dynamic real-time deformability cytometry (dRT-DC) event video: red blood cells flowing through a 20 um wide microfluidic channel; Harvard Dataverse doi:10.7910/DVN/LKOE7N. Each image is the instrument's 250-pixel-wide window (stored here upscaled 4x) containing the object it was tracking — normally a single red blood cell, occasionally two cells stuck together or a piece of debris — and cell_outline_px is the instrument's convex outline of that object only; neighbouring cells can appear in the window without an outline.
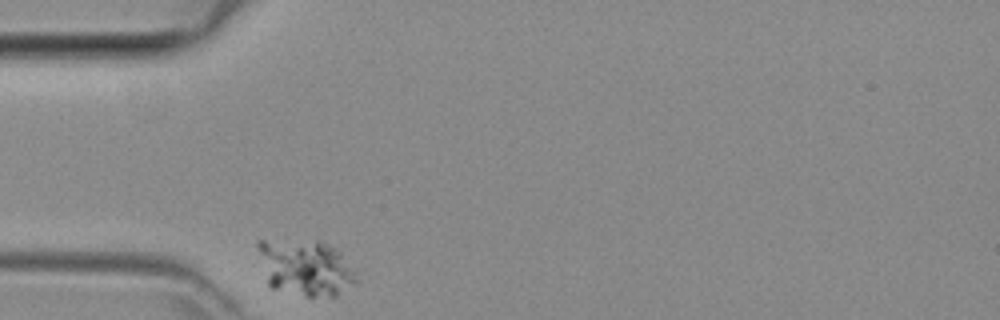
{"species": "common noctule bat (a hibernating species)", "species_latin": "Nyctalus noctula", "temperature_condition": "room temperature", "stored_images_in_passage": 31, "camera_frame_rate_fps": 3000, "um_per_image_px": 0.085, "animal": {"sex": "female", "body_mass_g": 29.2, "forearm_length_mm": 56.3}, "frame": {"image": 1, "passage_image": 1, "time_ms": 0.0, "image_size_px": [1000, 320], "cell_outline_px": [[360, 280], [356, 284], [336, 296], [308, 296], [272, 288], [268, 284], [256, 244], [256, 240], [324, 240], [340, 252]], "centroid_in_image_um": [25.99, 22.72], "position_along_channel_um": 59.0, "area_um2": 32.25}}
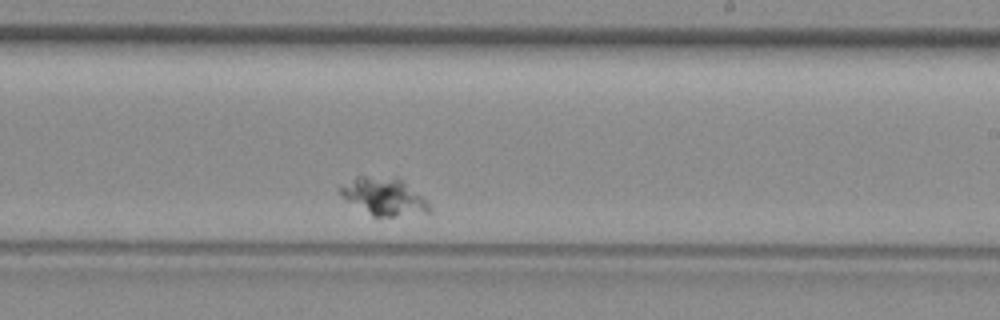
{"frame": {"image": 2, "passage_image": 18, "time_ms": 5.667, "image_size_px": [1000, 320], "cell_outline_px": [[432, 212], [376, 220], [340, 196], [336, 188], [356, 176], [400, 176], [424, 196], [428, 200], [432, 208]], "centroid_in_image_um": [32.66, 16.73], "position_along_channel_um": 256.3, "area_um2": 20.92}}
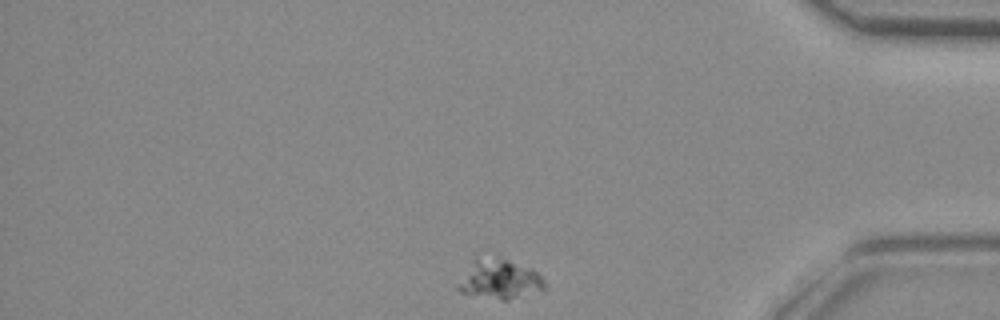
{"frame": {"image": 3, "passage_image": 31, "time_ms": 10.0, "image_size_px": [1000, 320], "cell_outline_px": [[544, 288], [508, 300], [500, 300], [460, 292], [456, 288], [456, 284], [472, 260], [508, 260], [532, 268], [544, 280]], "centroid_in_image_um": [42.42, 23.78], "position_along_channel_um": 392.8, "area_um2": 19.13}}